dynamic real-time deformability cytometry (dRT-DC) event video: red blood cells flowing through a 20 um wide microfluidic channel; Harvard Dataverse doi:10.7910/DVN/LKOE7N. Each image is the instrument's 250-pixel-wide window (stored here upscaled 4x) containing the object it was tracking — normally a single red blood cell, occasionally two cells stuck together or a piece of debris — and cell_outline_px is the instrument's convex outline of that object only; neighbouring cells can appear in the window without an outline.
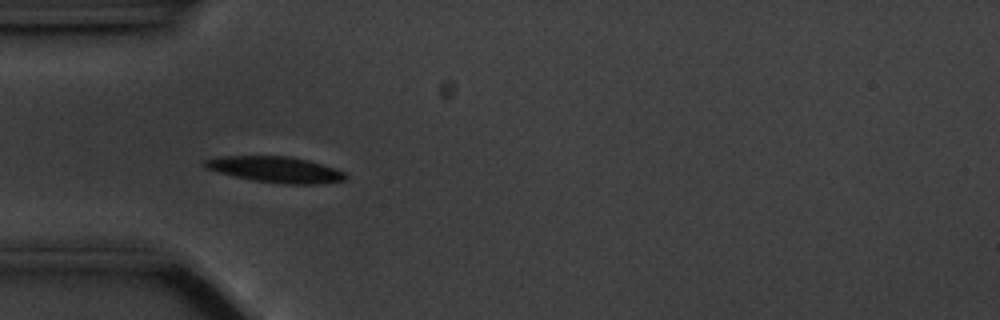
{"species": "common noctule bat (a hibernating species)", "species_latin": "Nyctalus noctula", "temperature_condition": "cold", "stored_images_in_passage": 41, "camera_frame_rate_fps": 3000, "um_per_image_px": 0.085, "animal": {"sex": "male", "body_mass_g": 20.1, "forearm_length_mm": 53.5}, "frame": {"image": 1, "passage_image": 7, "time_ms": 2.0, "image_size_px": [1000, 320], "cell_outline_px": [[348, 176], [344, 180], [316, 184], [284, 184], [252, 180], [204, 168], [204, 160], [224, 156], [288, 156], [308, 160], [344, 172]], "centroid_in_image_um": [23.42, 14.41], "position_along_channel_um": 61.6, "area_um2": 20.92}, "authors_computed_cell_mechanics": {"area_um2": 19.9988, "velocity_mm_per_s": 3.4887, "shape_relaxation_time_tau1_ms": 10.7315, "shape_relaxation_time_tau2_ms": null, "deformation_change_tau1": 0.3913, "deformation_change_tau2": null}}